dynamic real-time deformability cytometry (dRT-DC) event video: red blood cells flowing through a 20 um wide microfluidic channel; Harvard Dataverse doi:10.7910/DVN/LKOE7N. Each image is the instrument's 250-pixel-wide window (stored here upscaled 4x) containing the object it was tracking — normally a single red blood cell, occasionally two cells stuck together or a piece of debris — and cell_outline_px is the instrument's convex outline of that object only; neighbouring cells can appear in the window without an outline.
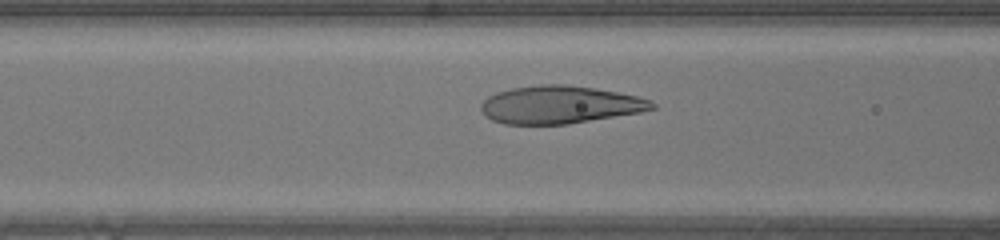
{"species": "human", "species_latin": "Homo sapiens", "temperature_condition": "warm", "stored_images_in_passage": 8, "camera_frame_rate_fps": 3000, "um_per_image_px": 0.085, "donor": {"sex": "male"}, "frame": {"image": 1, "passage_image": 6, "time_ms": 1.667, "image_size_px": [1000, 240], "cell_outline_px": [[656, 108], [640, 112], [568, 124], [504, 124], [492, 120], [484, 116], [480, 108], [480, 104], [488, 96], [496, 92], [512, 88], [540, 84], [564, 84], [592, 88], [616, 92], [636, 96], [652, 100], [656, 104]], "centroid_in_image_um": [47.55, 8.9], "position_along_channel_um": 119.0, "area_um2": 37.63}}